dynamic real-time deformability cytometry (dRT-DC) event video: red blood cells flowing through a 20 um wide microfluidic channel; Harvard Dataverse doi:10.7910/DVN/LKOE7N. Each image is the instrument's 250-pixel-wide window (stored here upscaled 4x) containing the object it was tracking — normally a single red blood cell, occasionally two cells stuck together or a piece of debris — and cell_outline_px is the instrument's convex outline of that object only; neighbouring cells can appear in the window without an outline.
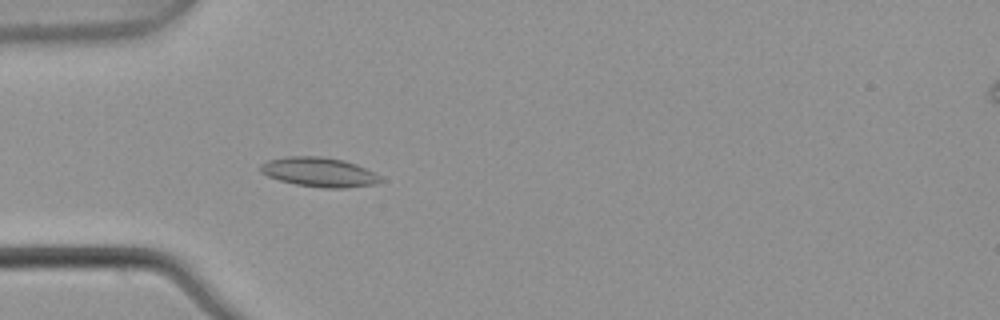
{"species": "common noctule bat (a hibernating species)", "species_latin": "Nyctalus noctula", "temperature_condition": "warm", "stored_images_in_passage": 3, "camera_frame_rate_fps": 3000, "um_per_image_px": 0.085, "animal": {"sex": "male", "body_mass_g": 21.5, "forearm_length_mm": 52.0}, "frame": {"image": 1, "passage_image": 3, "time_ms": 0.667, "image_size_px": [1000, 320], "cell_outline_px": [[384, 180], [376, 184], [344, 188], [324, 188], [296, 184], [280, 180], [268, 176], [260, 172], [260, 164], [268, 160], [284, 156], [320, 156], [344, 160], [356, 164], [380, 176]], "centroid_in_image_um": [27.11, 14.62], "position_along_channel_um": 57.9, "area_um2": 20.58}}